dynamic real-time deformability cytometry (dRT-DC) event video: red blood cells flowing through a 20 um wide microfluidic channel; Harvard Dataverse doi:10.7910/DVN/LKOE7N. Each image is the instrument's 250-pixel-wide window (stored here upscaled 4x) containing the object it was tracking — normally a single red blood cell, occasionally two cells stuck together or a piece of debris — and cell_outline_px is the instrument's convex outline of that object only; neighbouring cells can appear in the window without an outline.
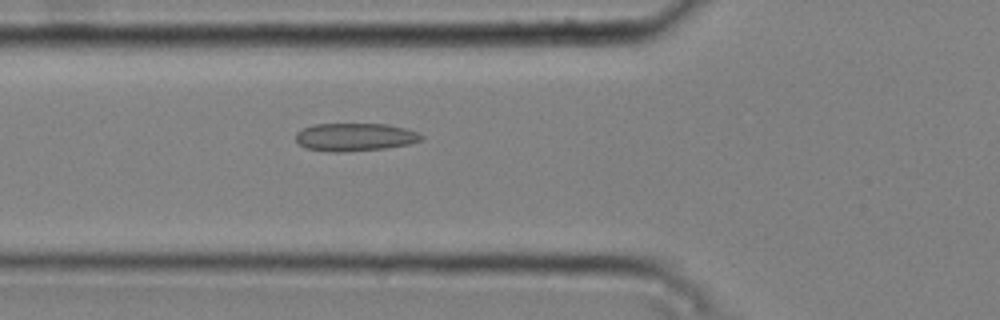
{"species": "common noctule bat (a hibernating species)", "species_latin": "Nyctalus noctula", "temperature_condition": "cold", "stored_images_in_passage": 47, "camera_frame_rate_fps": 3000, "um_per_image_px": 0.085, "animal": {"sex": "male", "body_mass_g": 20.4}, "frame": {"image": 1, "passage_image": 19, "time_ms": 6.0, "image_size_px": [1000, 320], "cell_outline_px": [[424, 140], [408, 144], [384, 148], [340, 152], [328, 152], [304, 148], [296, 140], [296, 132], [312, 124], [388, 124], [404, 128], [416, 132], [424, 136]], "centroid_in_image_um": [30.15, 11.65], "position_along_channel_um": 95.7, "area_um2": 20.46}}
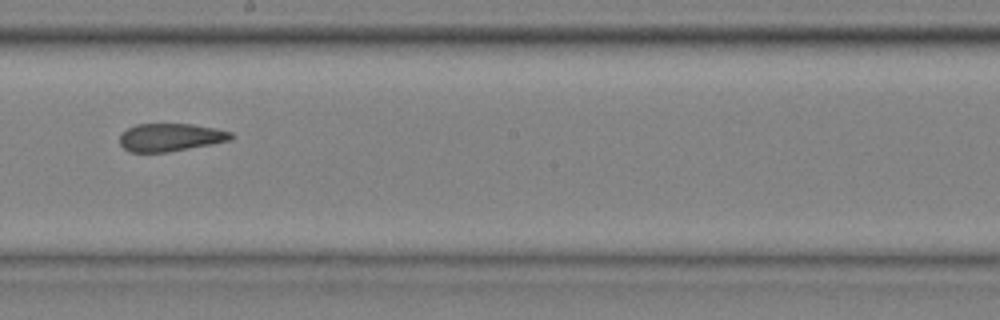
{"frame": {"image": 2, "passage_image": 30, "time_ms": 9.667, "image_size_px": [1000, 320], "cell_outline_px": [[236, 136], [232, 140], [212, 144], [168, 152], [132, 152], [124, 148], [120, 144], [120, 136], [128, 128], [136, 124], [192, 124], [216, 128], [232, 132]], "centroid_in_image_um": [14.55, 11.67], "position_along_channel_um": 233.7, "area_um2": 18.15}}
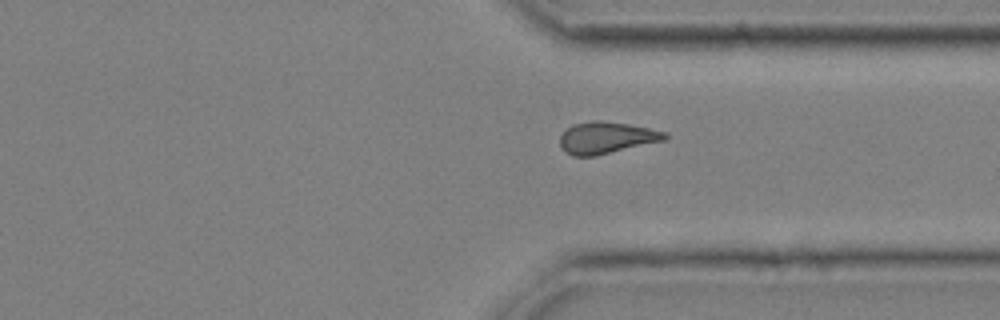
{"frame": {"image": 3, "passage_image": 40, "time_ms": 13.0, "image_size_px": [1000, 320], "cell_outline_px": [[668, 140], [596, 156], [572, 156], [564, 152], [560, 144], [560, 136], [572, 124], [592, 120], [600, 120], [628, 124], [668, 132]], "centroid_in_image_um": [51.57, 11.71], "position_along_channel_um": 359.8, "area_um2": 19.71}, "authors_computed_cell_mechanics": {"area_um2": 19.7098, "velocity_mm_per_s": 3.77, "shape_relaxation_time_tau1_ms": null, "shape_relaxation_time_tau2_ms": 1.9007, "deformation_change_tau1": null, "deformation_change_tau2": 0.0791}}